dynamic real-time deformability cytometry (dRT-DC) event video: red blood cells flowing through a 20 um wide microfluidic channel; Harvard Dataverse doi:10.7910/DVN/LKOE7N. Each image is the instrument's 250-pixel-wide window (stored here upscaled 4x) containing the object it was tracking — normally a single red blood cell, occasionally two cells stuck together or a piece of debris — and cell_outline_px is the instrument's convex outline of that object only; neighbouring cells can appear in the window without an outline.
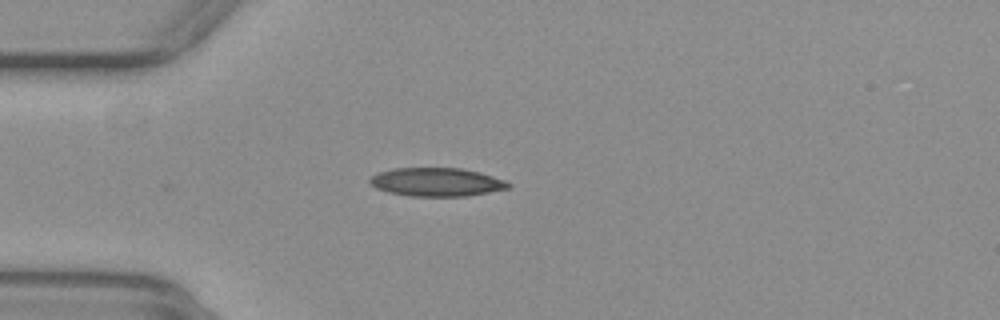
{"species": "common noctule bat (a hibernating species)", "species_latin": "Nyctalus noctula", "temperature_condition": "warm", "stored_images_in_passage": 29, "camera_frame_rate_fps": 3000, "um_per_image_px": 0.085, "animal": {"sex": "female", "body_mass_g": 29.2, "forearm_length_mm": 56.3}, "frame": {"image": 1, "passage_image": 5, "time_ms": 1.333, "image_size_px": [1000, 320], "cell_outline_px": [[512, 184], [508, 188], [468, 196], [412, 196], [388, 192], [376, 188], [368, 180], [372, 176], [380, 172], [396, 168], [460, 168], [480, 172], [504, 180]], "centroid_in_image_um": [37.12, 15.47], "position_along_channel_um": 47.9, "area_um2": 22.77}}
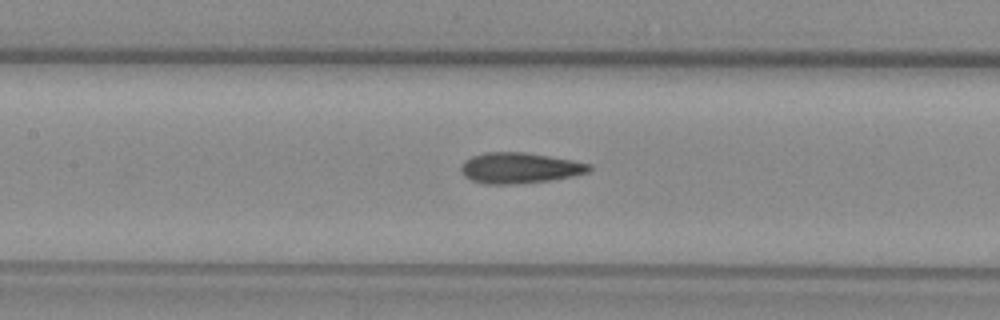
{"frame": {"image": 2, "passage_image": 15, "time_ms": 4.667, "image_size_px": [1000, 320], "cell_outline_px": [[592, 168], [588, 172], [572, 176], [552, 180], [516, 184], [484, 184], [472, 180], [464, 176], [460, 172], [460, 168], [464, 160], [472, 156], [484, 152], [524, 152], [572, 160], [592, 164]], "centroid_in_image_um": [44.15, 14.28], "position_along_channel_um": 163.3, "area_um2": 23.06}}
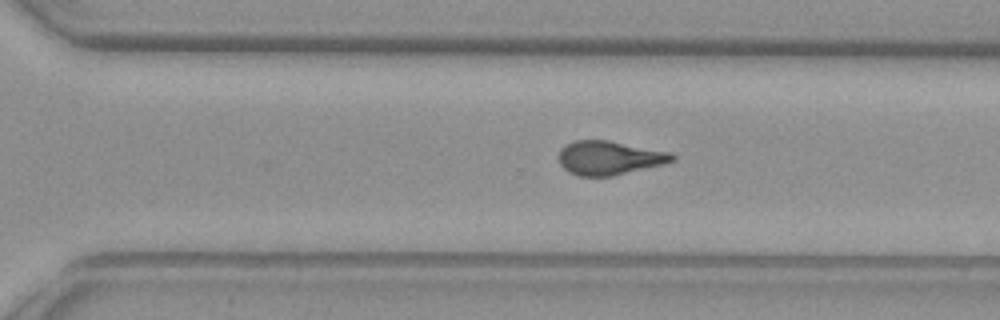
{"frame": {"image": 3, "passage_image": 27, "time_ms": 8.667, "image_size_px": [1000, 320], "cell_outline_px": [[676, 160], [664, 164], [612, 176], [576, 176], [568, 172], [560, 164], [560, 148], [564, 144], [576, 140], [608, 140], [672, 152], [676, 156]], "centroid_in_image_um": [51.81, 13.41], "position_along_channel_um": 318.8, "area_um2": 22.6}}